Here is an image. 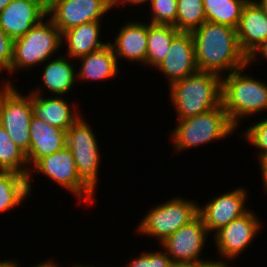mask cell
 <instances>
[{
  "mask_svg": "<svg viewBox=\"0 0 267 267\" xmlns=\"http://www.w3.org/2000/svg\"><path fill=\"white\" fill-rule=\"evenodd\" d=\"M191 34L199 71L223 77L247 66V55L240 48L235 28L205 21Z\"/></svg>",
  "mask_w": 267,
  "mask_h": 267,
  "instance_id": "6da1fadb",
  "label": "cell"
},
{
  "mask_svg": "<svg viewBox=\"0 0 267 267\" xmlns=\"http://www.w3.org/2000/svg\"><path fill=\"white\" fill-rule=\"evenodd\" d=\"M247 67L222 77L221 103L237 129L244 119L267 111V81L249 75Z\"/></svg>",
  "mask_w": 267,
  "mask_h": 267,
  "instance_id": "7a4b0ae2",
  "label": "cell"
},
{
  "mask_svg": "<svg viewBox=\"0 0 267 267\" xmlns=\"http://www.w3.org/2000/svg\"><path fill=\"white\" fill-rule=\"evenodd\" d=\"M168 87L177 120L196 116L221 104L222 77L218 74L198 70Z\"/></svg>",
  "mask_w": 267,
  "mask_h": 267,
  "instance_id": "3957f363",
  "label": "cell"
},
{
  "mask_svg": "<svg viewBox=\"0 0 267 267\" xmlns=\"http://www.w3.org/2000/svg\"><path fill=\"white\" fill-rule=\"evenodd\" d=\"M175 125L169 132L175 155L229 138L239 130L230 121L222 103L207 112L177 120Z\"/></svg>",
  "mask_w": 267,
  "mask_h": 267,
  "instance_id": "277c9868",
  "label": "cell"
},
{
  "mask_svg": "<svg viewBox=\"0 0 267 267\" xmlns=\"http://www.w3.org/2000/svg\"><path fill=\"white\" fill-rule=\"evenodd\" d=\"M61 48H65L62 46V33L46 16L25 35L14 40L13 61L6 74L13 76L22 70L30 72L51 57L60 55Z\"/></svg>",
  "mask_w": 267,
  "mask_h": 267,
  "instance_id": "5b68a950",
  "label": "cell"
},
{
  "mask_svg": "<svg viewBox=\"0 0 267 267\" xmlns=\"http://www.w3.org/2000/svg\"><path fill=\"white\" fill-rule=\"evenodd\" d=\"M156 204L144 214L135 231H138L136 236L140 234L154 238L158 244L198 215L197 200L185 199L178 195Z\"/></svg>",
  "mask_w": 267,
  "mask_h": 267,
  "instance_id": "8992f818",
  "label": "cell"
},
{
  "mask_svg": "<svg viewBox=\"0 0 267 267\" xmlns=\"http://www.w3.org/2000/svg\"><path fill=\"white\" fill-rule=\"evenodd\" d=\"M34 173V174H33ZM39 173L43 177L49 178L52 183L65 190L76 198L77 203L83 202L86 205H93L96 202L95 195L80 181L78 178V171L76 168L75 160L70 149L65 146L63 149L54 152L37 160L29 169L27 176L28 191L31 195L34 186L32 185L33 175ZM32 183V184H31Z\"/></svg>",
  "mask_w": 267,
  "mask_h": 267,
  "instance_id": "52a82bcc",
  "label": "cell"
},
{
  "mask_svg": "<svg viewBox=\"0 0 267 267\" xmlns=\"http://www.w3.org/2000/svg\"><path fill=\"white\" fill-rule=\"evenodd\" d=\"M0 83V125L12 141L25 153L30 145V122L33 115L31 92L28 94L15 86L10 79Z\"/></svg>",
  "mask_w": 267,
  "mask_h": 267,
  "instance_id": "ba28073f",
  "label": "cell"
},
{
  "mask_svg": "<svg viewBox=\"0 0 267 267\" xmlns=\"http://www.w3.org/2000/svg\"><path fill=\"white\" fill-rule=\"evenodd\" d=\"M89 124V121L81 116L66 133V146L73 154L78 178L96 196L98 170L101 167V146L98 143V135Z\"/></svg>",
  "mask_w": 267,
  "mask_h": 267,
  "instance_id": "9c48e42d",
  "label": "cell"
},
{
  "mask_svg": "<svg viewBox=\"0 0 267 267\" xmlns=\"http://www.w3.org/2000/svg\"><path fill=\"white\" fill-rule=\"evenodd\" d=\"M262 220L250 209L243 216L232 220L215 232L212 237L219 259L237 260L251 246L263 228Z\"/></svg>",
  "mask_w": 267,
  "mask_h": 267,
  "instance_id": "30bf717a",
  "label": "cell"
},
{
  "mask_svg": "<svg viewBox=\"0 0 267 267\" xmlns=\"http://www.w3.org/2000/svg\"><path fill=\"white\" fill-rule=\"evenodd\" d=\"M111 10L107 0H47V16L61 33L84 23L102 21Z\"/></svg>",
  "mask_w": 267,
  "mask_h": 267,
  "instance_id": "8fae6325",
  "label": "cell"
},
{
  "mask_svg": "<svg viewBox=\"0 0 267 267\" xmlns=\"http://www.w3.org/2000/svg\"><path fill=\"white\" fill-rule=\"evenodd\" d=\"M202 217L198 214L185 226L179 228L161 244L173 262L203 261V252L209 238Z\"/></svg>",
  "mask_w": 267,
  "mask_h": 267,
  "instance_id": "7c38bea8",
  "label": "cell"
},
{
  "mask_svg": "<svg viewBox=\"0 0 267 267\" xmlns=\"http://www.w3.org/2000/svg\"><path fill=\"white\" fill-rule=\"evenodd\" d=\"M240 186L231 191L220 193L209 199L205 205L199 204L198 214L202 217L208 233L213 235L229 222L246 214L248 208V189ZM247 205V206H246Z\"/></svg>",
  "mask_w": 267,
  "mask_h": 267,
  "instance_id": "4fadbf2b",
  "label": "cell"
},
{
  "mask_svg": "<svg viewBox=\"0 0 267 267\" xmlns=\"http://www.w3.org/2000/svg\"><path fill=\"white\" fill-rule=\"evenodd\" d=\"M29 91L31 92L33 115L42 119L48 125L67 131L83 116V112L80 110L78 103L76 105L75 102H69L71 100H68L66 96H45L43 95L45 92L39 84Z\"/></svg>",
  "mask_w": 267,
  "mask_h": 267,
  "instance_id": "5bb4252c",
  "label": "cell"
},
{
  "mask_svg": "<svg viewBox=\"0 0 267 267\" xmlns=\"http://www.w3.org/2000/svg\"><path fill=\"white\" fill-rule=\"evenodd\" d=\"M47 16L46 0H11L0 12V28L13 40Z\"/></svg>",
  "mask_w": 267,
  "mask_h": 267,
  "instance_id": "9a60e30c",
  "label": "cell"
},
{
  "mask_svg": "<svg viewBox=\"0 0 267 267\" xmlns=\"http://www.w3.org/2000/svg\"><path fill=\"white\" fill-rule=\"evenodd\" d=\"M155 69L165 76L168 86L198 71L191 32H179L173 38L167 56Z\"/></svg>",
  "mask_w": 267,
  "mask_h": 267,
  "instance_id": "2e32d148",
  "label": "cell"
},
{
  "mask_svg": "<svg viewBox=\"0 0 267 267\" xmlns=\"http://www.w3.org/2000/svg\"><path fill=\"white\" fill-rule=\"evenodd\" d=\"M117 31L115 33L117 36H114L113 40L109 39L107 42L111 45L118 63L124 59V62L127 60V62L129 61L133 64L138 63V65L140 64L145 68L148 45V21L146 23L138 21V19L136 21L129 19Z\"/></svg>",
  "mask_w": 267,
  "mask_h": 267,
  "instance_id": "e0dca14e",
  "label": "cell"
},
{
  "mask_svg": "<svg viewBox=\"0 0 267 267\" xmlns=\"http://www.w3.org/2000/svg\"><path fill=\"white\" fill-rule=\"evenodd\" d=\"M64 53L57 55L47 60L41 67V80L42 89L45 90L46 96L48 93L50 96H67L70 94L73 87L77 86V63L78 61H72ZM76 63V64H75Z\"/></svg>",
  "mask_w": 267,
  "mask_h": 267,
  "instance_id": "ac0fdd59",
  "label": "cell"
},
{
  "mask_svg": "<svg viewBox=\"0 0 267 267\" xmlns=\"http://www.w3.org/2000/svg\"><path fill=\"white\" fill-rule=\"evenodd\" d=\"M66 130L48 125L32 115L30 122V145L26 154L29 168L39 159L66 146Z\"/></svg>",
  "mask_w": 267,
  "mask_h": 267,
  "instance_id": "d6986e66",
  "label": "cell"
},
{
  "mask_svg": "<svg viewBox=\"0 0 267 267\" xmlns=\"http://www.w3.org/2000/svg\"><path fill=\"white\" fill-rule=\"evenodd\" d=\"M236 32L240 48L247 56L267 41V17L255 0L244 5Z\"/></svg>",
  "mask_w": 267,
  "mask_h": 267,
  "instance_id": "ffe728a7",
  "label": "cell"
},
{
  "mask_svg": "<svg viewBox=\"0 0 267 267\" xmlns=\"http://www.w3.org/2000/svg\"><path fill=\"white\" fill-rule=\"evenodd\" d=\"M77 60L80 62L78 64H81L80 68L76 69L77 82L87 80V82L99 83V81L115 79L120 73V63L109 43L97 51L77 58Z\"/></svg>",
  "mask_w": 267,
  "mask_h": 267,
  "instance_id": "44dd1931",
  "label": "cell"
},
{
  "mask_svg": "<svg viewBox=\"0 0 267 267\" xmlns=\"http://www.w3.org/2000/svg\"><path fill=\"white\" fill-rule=\"evenodd\" d=\"M103 21H93L72 27L62 33V46L66 45V53L71 59L97 51L108 43L103 41L101 29ZM101 38V39H100Z\"/></svg>",
  "mask_w": 267,
  "mask_h": 267,
  "instance_id": "7402d4cb",
  "label": "cell"
},
{
  "mask_svg": "<svg viewBox=\"0 0 267 267\" xmlns=\"http://www.w3.org/2000/svg\"><path fill=\"white\" fill-rule=\"evenodd\" d=\"M31 198L27 177L12 171H0V214L10 212Z\"/></svg>",
  "mask_w": 267,
  "mask_h": 267,
  "instance_id": "603a6c76",
  "label": "cell"
},
{
  "mask_svg": "<svg viewBox=\"0 0 267 267\" xmlns=\"http://www.w3.org/2000/svg\"><path fill=\"white\" fill-rule=\"evenodd\" d=\"M179 31L173 25L151 24L148 22L147 68H155L167 56L171 42Z\"/></svg>",
  "mask_w": 267,
  "mask_h": 267,
  "instance_id": "cb8c5ba5",
  "label": "cell"
},
{
  "mask_svg": "<svg viewBox=\"0 0 267 267\" xmlns=\"http://www.w3.org/2000/svg\"><path fill=\"white\" fill-rule=\"evenodd\" d=\"M248 0H203L206 21L237 28Z\"/></svg>",
  "mask_w": 267,
  "mask_h": 267,
  "instance_id": "d4e9b609",
  "label": "cell"
},
{
  "mask_svg": "<svg viewBox=\"0 0 267 267\" xmlns=\"http://www.w3.org/2000/svg\"><path fill=\"white\" fill-rule=\"evenodd\" d=\"M29 169L26 154L0 125V171H12L27 177Z\"/></svg>",
  "mask_w": 267,
  "mask_h": 267,
  "instance_id": "484cf974",
  "label": "cell"
},
{
  "mask_svg": "<svg viewBox=\"0 0 267 267\" xmlns=\"http://www.w3.org/2000/svg\"><path fill=\"white\" fill-rule=\"evenodd\" d=\"M206 21L203 0H177L174 26L179 32H192Z\"/></svg>",
  "mask_w": 267,
  "mask_h": 267,
  "instance_id": "4316f807",
  "label": "cell"
},
{
  "mask_svg": "<svg viewBox=\"0 0 267 267\" xmlns=\"http://www.w3.org/2000/svg\"><path fill=\"white\" fill-rule=\"evenodd\" d=\"M149 8V23L176 25L177 0H150Z\"/></svg>",
  "mask_w": 267,
  "mask_h": 267,
  "instance_id": "83f0119b",
  "label": "cell"
},
{
  "mask_svg": "<svg viewBox=\"0 0 267 267\" xmlns=\"http://www.w3.org/2000/svg\"><path fill=\"white\" fill-rule=\"evenodd\" d=\"M260 119L262 120L257 119L256 123L245 128V131L241 130L243 132L239 134L241 139L257 149V160L267 155V118L264 116V119L262 117Z\"/></svg>",
  "mask_w": 267,
  "mask_h": 267,
  "instance_id": "f1b7e54d",
  "label": "cell"
},
{
  "mask_svg": "<svg viewBox=\"0 0 267 267\" xmlns=\"http://www.w3.org/2000/svg\"><path fill=\"white\" fill-rule=\"evenodd\" d=\"M125 267H171L172 259L163 250H151L150 252H141L138 256L133 257ZM117 267V266H116Z\"/></svg>",
  "mask_w": 267,
  "mask_h": 267,
  "instance_id": "f546056e",
  "label": "cell"
},
{
  "mask_svg": "<svg viewBox=\"0 0 267 267\" xmlns=\"http://www.w3.org/2000/svg\"><path fill=\"white\" fill-rule=\"evenodd\" d=\"M13 50L14 40L0 28V74L9 72L13 61Z\"/></svg>",
  "mask_w": 267,
  "mask_h": 267,
  "instance_id": "4dcf8cb0",
  "label": "cell"
},
{
  "mask_svg": "<svg viewBox=\"0 0 267 267\" xmlns=\"http://www.w3.org/2000/svg\"><path fill=\"white\" fill-rule=\"evenodd\" d=\"M260 59L267 62V41L261 43L255 50H253L248 56H247V65L250 67V65H258L255 63H259Z\"/></svg>",
  "mask_w": 267,
  "mask_h": 267,
  "instance_id": "1f68e13d",
  "label": "cell"
},
{
  "mask_svg": "<svg viewBox=\"0 0 267 267\" xmlns=\"http://www.w3.org/2000/svg\"><path fill=\"white\" fill-rule=\"evenodd\" d=\"M19 259L14 260V258L9 259V267H21L20 265V261H18ZM30 267H58V263L57 261L55 262L54 258H48L46 260H43L41 262L36 263L35 265L33 264V266L31 265Z\"/></svg>",
  "mask_w": 267,
  "mask_h": 267,
  "instance_id": "d6a6232c",
  "label": "cell"
},
{
  "mask_svg": "<svg viewBox=\"0 0 267 267\" xmlns=\"http://www.w3.org/2000/svg\"><path fill=\"white\" fill-rule=\"evenodd\" d=\"M230 263H232L231 260H225V259L219 260V258L213 260L212 258H210L203 261H199V267H235V265L231 266Z\"/></svg>",
  "mask_w": 267,
  "mask_h": 267,
  "instance_id": "836d02e7",
  "label": "cell"
},
{
  "mask_svg": "<svg viewBox=\"0 0 267 267\" xmlns=\"http://www.w3.org/2000/svg\"><path fill=\"white\" fill-rule=\"evenodd\" d=\"M150 0H114L112 2V9H114V7H119L120 9V5H123L124 7L126 5H131V7L133 6H142L143 4H148L149 5Z\"/></svg>",
  "mask_w": 267,
  "mask_h": 267,
  "instance_id": "e575fe53",
  "label": "cell"
},
{
  "mask_svg": "<svg viewBox=\"0 0 267 267\" xmlns=\"http://www.w3.org/2000/svg\"><path fill=\"white\" fill-rule=\"evenodd\" d=\"M258 166H260V172H261V179H262V184L264 187L263 190L264 192L267 193V155L266 156H263L261 157L258 161Z\"/></svg>",
  "mask_w": 267,
  "mask_h": 267,
  "instance_id": "d590c367",
  "label": "cell"
},
{
  "mask_svg": "<svg viewBox=\"0 0 267 267\" xmlns=\"http://www.w3.org/2000/svg\"><path fill=\"white\" fill-rule=\"evenodd\" d=\"M171 267H199V261L173 262Z\"/></svg>",
  "mask_w": 267,
  "mask_h": 267,
  "instance_id": "8d00e7d4",
  "label": "cell"
},
{
  "mask_svg": "<svg viewBox=\"0 0 267 267\" xmlns=\"http://www.w3.org/2000/svg\"><path fill=\"white\" fill-rule=\"evenodd\" d=\"M255 1L263 9V11L267 17V0H255Z\"/></svg>",
  "mask_w": 267,
  "mask_h": 267,
  "instance_id": "74e56055",
  "label": "cell"
},
{
  "mask_svg": "<svg viewBox=\"0 0 267 267\" xmlns=\"http://www.w3.org/2000/svg\"><path fill=\"white\" fill-rule=\"evenodd\" d=\"M11 0H0V12L3 11Z\"/></svg>",
  "mask_w": 267,
  "mask_h": 267,
  "instance_id": "f35d334b",
  "label": "cell"
},
{
  "mask_svg": "<svg viewBox=\"0 0 267 267\" xmlns=\"http://www.w3.org/2000/svg\"><path fill=\"white\" fill-rule=\"evenodd\" d=\"M58 267H62V265H60V264H58ZM70 267H97V265L96 266H93V265H83V264H81V263H76V264H74V265H70ZM99 267V266H98ZM103 267V266H102ZM113 267V266H112Z\"/></svg>",
  "mask_w": 267,
  "mask_h": 267,
  "instance_id": "ab89813d",
  "label": "cell"
},
{
  "mask_svg": "<svg viewBox=\"0 0 267 267\" xmlns=\"http://www.w3.org/2000/svg\"><path fill=\"white\" fill-rule=\"evenodd\" d=\"M0 267H9V259H0Z\"/></svg>",
  "mask_w": 267,
  "mask_h": 267,
  "instance_id": "60d3db41",
  "label": "cell"
},
{
  "mask_svg": "<svg viewBox=\"0 0 267 267\" xmlns=\"http://www.w3.org/2000/svg\"><path fill=\"white\" fill-rule=\"evenodd\" d=\"M111 5H112V2L114 1V0H107Z\"/></svg>",
  "mask_w": 267,
  "mask_h": 267,
  "instance_id": "b9f144b4",
  "label": "cell"
}]
</instances>
